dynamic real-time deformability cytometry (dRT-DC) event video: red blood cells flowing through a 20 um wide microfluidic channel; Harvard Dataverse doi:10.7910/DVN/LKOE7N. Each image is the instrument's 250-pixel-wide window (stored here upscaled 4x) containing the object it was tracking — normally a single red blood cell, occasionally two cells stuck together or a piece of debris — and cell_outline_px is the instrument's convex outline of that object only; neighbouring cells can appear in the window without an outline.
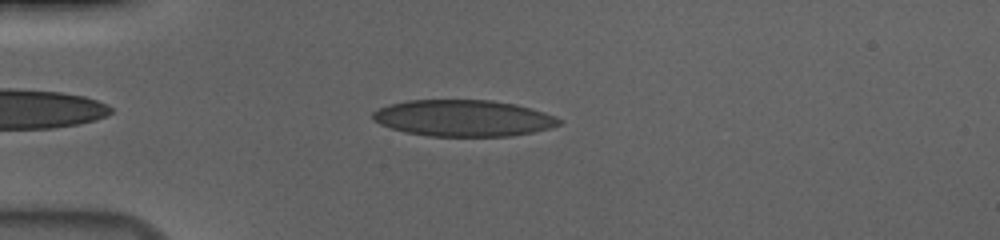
{"species": "human", "species_latin": "Homo sapiens", "temperature_condition": "cold", "stored_images_in_passage": 45, "camera_frame_rate_fps": 3000, "um_per_image_px": 0.085, "donor": {"sex": "male"}, "frame": {"image": 1, "passage_image": 5, "time_ms": 1.333, "image_size_px": [1000, 240], "cell_outline_px": [[564, 120], [560, 124], [548, 128], [532, 132], [512, 136], [428, 136], [408, 132], [392, 128], [380, 124], [372, 120], [372, 112], [380, 108], [392, 104], [408, 100], [492, 100], [516, 104], [544, 112], [556, 116]], "centroid_in_image_um": [39.41, 10.04], "position_along_channel_um": 45.6, "area_um2": 39.48}}
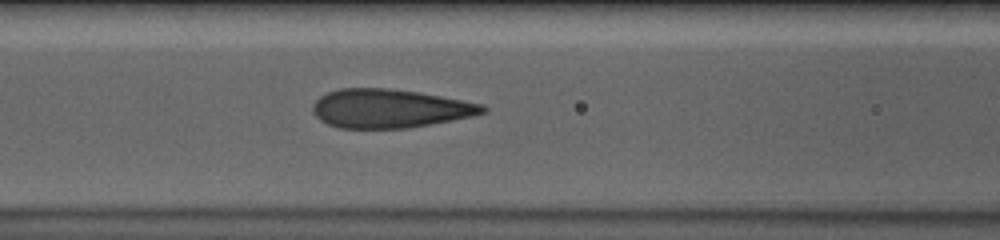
{"frame": {"image": 2, "passage_image": 14, "time_ms": 4.333, "image_size_px": [1000, 240], "cell_outline_px": [[488, 112], [472, 116], [432, 124], [408, 128], [340, 128], [328, 124], [320, 120], [316, 116], [312, 108], [312, 104], [320, 96], [328, 92], [340, 88], [388, 88], [420, 92], [484, 104], [488, 108]], "centroid_in_image_um": [33.15, 9.22], "position_along_channel_um": 133.5, "area_um2": 38.49}}
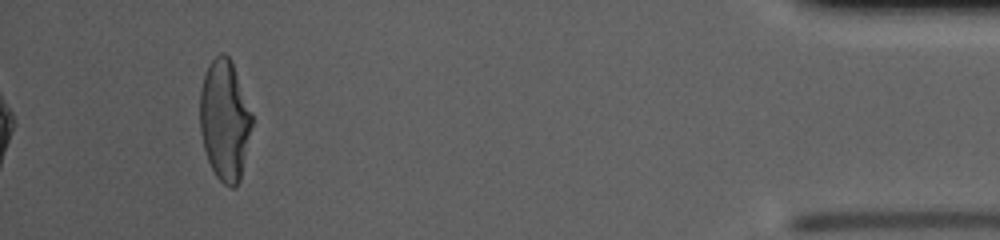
{"frame": {"image": 3, "passage_image": 42, "time_ms": 13.667, "image_size_px": [1000, 240], "cell_outline_px": [[252, 124], [240, 180], [236, 188], [232, 188], [224, 184], [216, 176], [208, 160], [204, 148], [200, 132], [200, 88], [208, 64], [220, 52], [224, 52], [232, 60], [252, 112]], "centroid_in_image_um": [19.1, 10.18], "position_along_channel_um": 416.1, "area_um2": 36.7}, "authors_computed_cell_mechanics": {"area_um2": 38.726, "velocity_mm_per_s": 3.7056, "shape_relaxation_time_tau1_ms": 5.3705, "shape_relaxation_time_tau2_ms": null, "deformation_change_tau1": 0.2105, "deformation_change_tau2": null}}